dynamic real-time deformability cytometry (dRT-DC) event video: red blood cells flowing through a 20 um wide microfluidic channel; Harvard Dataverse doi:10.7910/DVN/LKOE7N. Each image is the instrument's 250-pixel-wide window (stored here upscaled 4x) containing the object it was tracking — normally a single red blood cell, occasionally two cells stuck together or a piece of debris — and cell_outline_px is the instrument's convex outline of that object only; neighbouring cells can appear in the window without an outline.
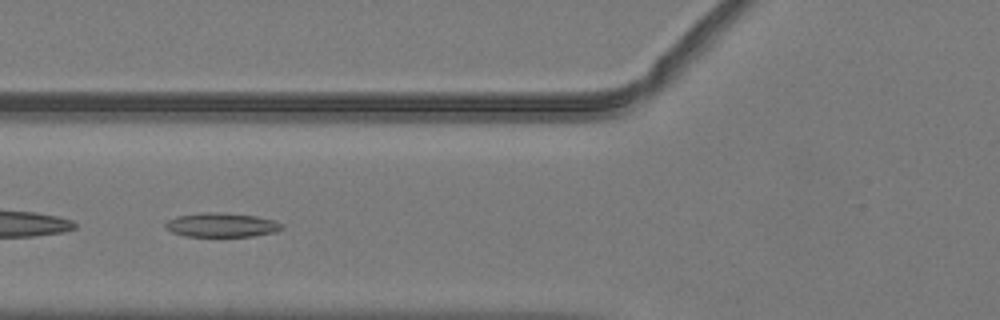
{"species": "common noctule bat (a hibernating species)", "species_latin": "Nyctalus noctula", "temperature_condition": "warm", "stored_images_in_passage": 44, "camera_frame_rate_fps": 3000, "um_per_image_px": 0.085, "animal": {"sex": "male", "body_mass_g": 19.2, "forearm_length_mm": 51.8}, "frame": {"image": 1, "passage_image": 13, "time_ms": 4.0, "image_size_px": [1000, 320], "cell_outline_px": [[284, 228], [276, 232], [252, 236], [184, 236], [172, 232], [164, 224], [168, 220], [176, 216], [204, 212], [224, 212], [256, 216], [276, 220], [284, 224]], "centroid_in_image_um": [18.89, 19.11], "position_along_channel_um": 106.9, "area_um2": 16.53}}
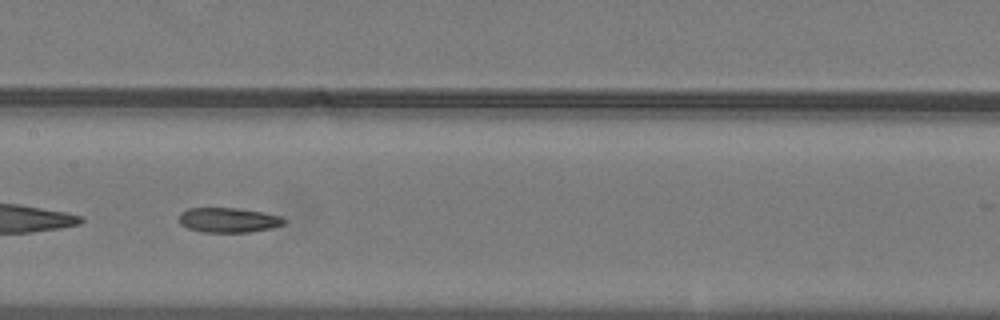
{"frame": {"image": 2, "passage_image": 19, "time_ms": 6.0, "image_size_px": [1000, 320], "cell_outline_px": [[288, 220], [284, 224], [272, 228], [252, 232], [204, 232], [188, 228], [180, 224], [180, 212], [188, 208], [236, 208], [260, 212], [280, 216]], "centroid_in_image_um": [19.43, 18.71], "position_along_channel_um": 188.0, "area_um2": 15.14}}